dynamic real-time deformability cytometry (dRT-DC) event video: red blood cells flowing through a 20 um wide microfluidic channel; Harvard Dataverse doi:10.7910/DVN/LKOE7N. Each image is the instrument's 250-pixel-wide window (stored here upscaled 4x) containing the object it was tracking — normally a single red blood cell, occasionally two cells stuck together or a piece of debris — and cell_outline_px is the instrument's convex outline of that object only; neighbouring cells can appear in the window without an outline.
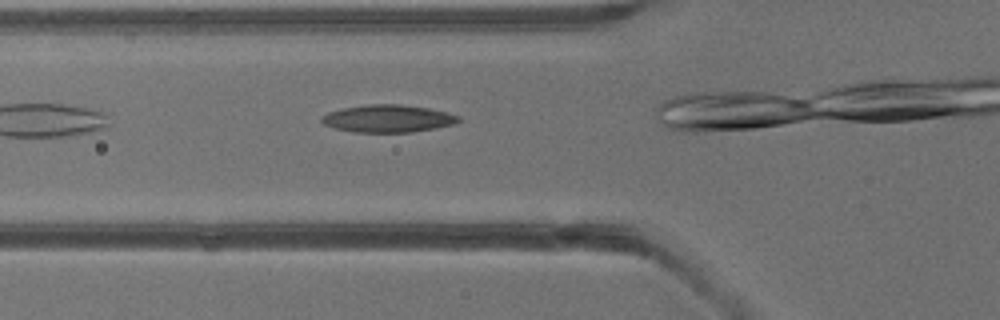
{"species": "common noctule bat (a hibernating species)", "species_latin": "Nyctalus noctula", "temperature_condition": "warm", "stored_images_in_passage": 5, "camera_frame_rate_fps": 3000, "um_per_image_px": 0.085, "animal": {"sex": "male", "body_mass_g": 13.3}, "frame": {"image": 1, "passage_image": 3, "time_ms": 2.333, "image_size_px": [1000, 320], "cell_outline_px": [[460, 120], [456, 124], [412, 132], [352, 132], [332, 128], [324, 124], [320, 120], [320, 116], [328, 112], [344, 108], [372, 104], [400, 104], [428, 108], [448, 112], [460, 116]], "centroid_in_image_um": [32.97, 10.08], "position_along_channel_um": 92.8, "area_um2": 22.02}}